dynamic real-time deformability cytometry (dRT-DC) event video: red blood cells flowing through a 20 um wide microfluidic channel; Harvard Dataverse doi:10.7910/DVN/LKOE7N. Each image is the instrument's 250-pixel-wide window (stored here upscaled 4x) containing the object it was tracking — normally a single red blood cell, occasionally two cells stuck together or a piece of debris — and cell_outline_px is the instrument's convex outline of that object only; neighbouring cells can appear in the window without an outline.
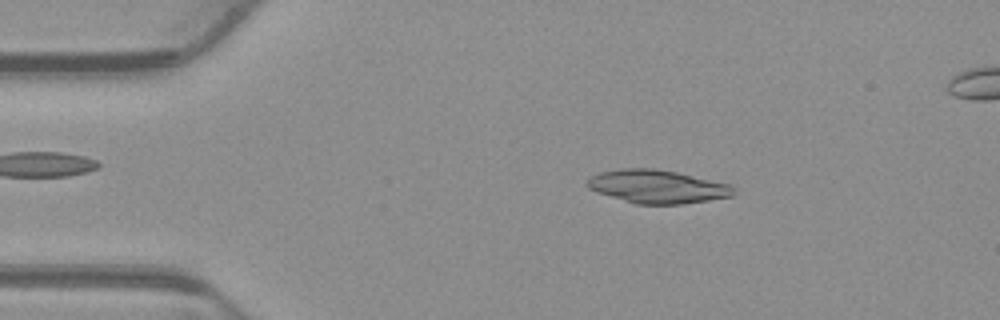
{"species": "common noctule bat (a hibernating species)", "species_latin": "Nyctalus noctula", "temperature_condition": "warm", "stored_images_in_passage": 50, "camera_frame_rate_fps": 3000, "um_per_image_px": 0.085, "animal": {"sex": "male", "body_mass_g": 23.1, "forearm_length_mm": 52.7}, "frame": {"image": 1, "passage_image": 8, "time_ms": 2.333, "image_size_px": [1000, 320], "cell_outline_px": [[736, 196], [680, 204], [636, 204], [596, 192], [588, 188], [584, 184], [592, 176], [600, 172], [624, 168], [652, 168], [676, 172], [728, 184], [736, 192]], "centroid_in_image_um": [55.85, 15.86], "position_along_channel_um": 29.2, "area_um2": 28.21}}